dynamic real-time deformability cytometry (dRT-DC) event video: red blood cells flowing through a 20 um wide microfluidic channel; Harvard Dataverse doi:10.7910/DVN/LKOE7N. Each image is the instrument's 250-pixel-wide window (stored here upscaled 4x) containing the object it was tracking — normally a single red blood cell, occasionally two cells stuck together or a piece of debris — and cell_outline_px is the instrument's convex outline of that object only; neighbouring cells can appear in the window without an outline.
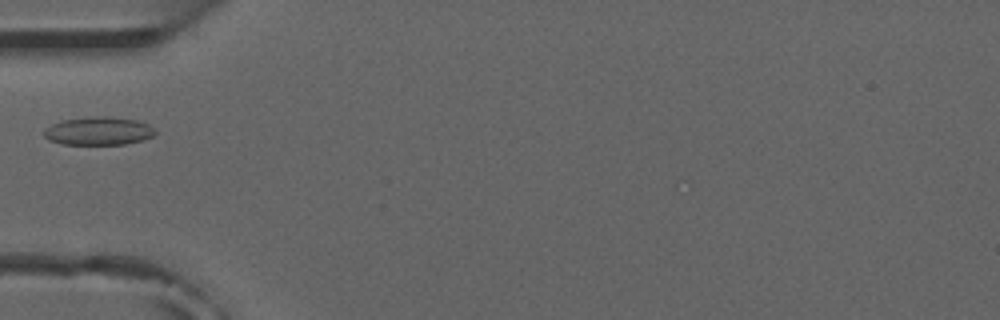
{"species": "common noctule bat (a hibernating species)", "species_latin": "Nyctalus noctula", "temperature_condition": "room temperature", "stored_images_in_passage": 5, "camera_frame_rate_fps": 3000, "um_per_image_px": 0.085, "animal": {"sex": "male", "forearm_length_mm": 52.5}, "frame": {"image": 1, "passage_image": 5, "time_ms": 4.333, "image_size_px": [1000, 320], "cell_outline_px": [[156, 132], [152, 136], [144, 140], [124, 144], [60, 144], [48, 140], [44, 136], [44, 128], [52, 124], [64, 120], [92, 116], [108, 116], [136, 120], [148, 124]], "centroid_in_image_um": [8.35, 11.13], "position_along_channel_um": 76.6, "area_um2": 18.26}}